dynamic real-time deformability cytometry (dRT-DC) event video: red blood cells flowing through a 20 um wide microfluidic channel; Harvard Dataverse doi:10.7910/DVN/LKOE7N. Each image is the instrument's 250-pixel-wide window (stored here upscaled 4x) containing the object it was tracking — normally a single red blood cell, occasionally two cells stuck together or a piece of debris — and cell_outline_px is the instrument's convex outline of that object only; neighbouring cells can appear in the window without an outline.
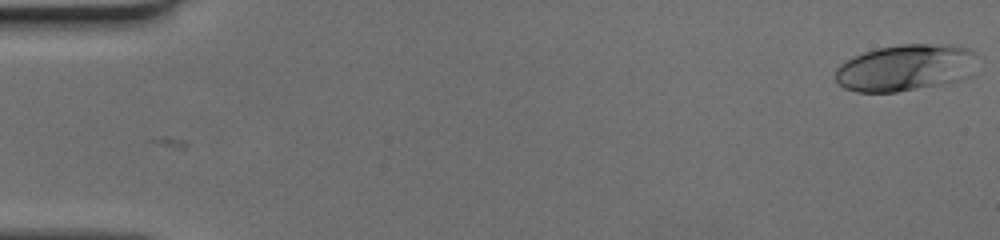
{"species": "human", "species_latin": "Homo sapiens", "temperature_condition": "cold", "stored_images_in_passage": 51, "camera_frame_rate_fps": 3000, "um_per_image_px": 0.085, "donor": {"sex": "female"}, "frame": {"image": 1, "passage_image": 1, "time_ms": 0.0, "image_size_px": [1000, 240], "cell_outline_px": [[972, 52], [932, 84], [896, 92], [856, 92], [844, 88], [836, 80], [836, 68], [840, 64], [852, 56], [876, 48], [900, 44], [952, 44], [968, 48]], "centroid_in_image_um": [76.4, 5.7], "position_along_channel_um": 8.6, "area_um2": 34.39}}
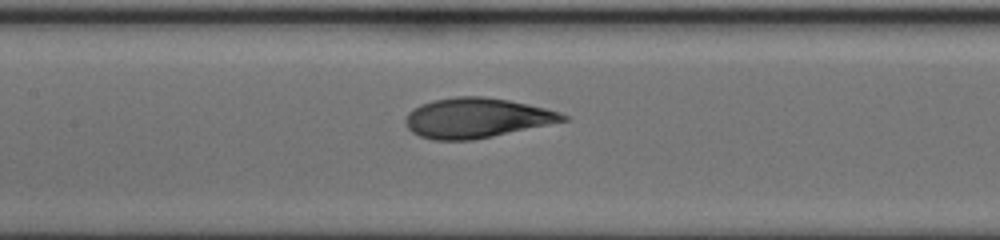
{"frame": {"image": 2, "passage_image": 25, "time_ms": 8.0, "image_size_px": [1000, 240], "cell_outline_px": [[568, 120], [492, 136], [472, 140], [432, 140], [420, 136], [412, 132], [404, 124], [404, 120], [408, 112], [412, 108], [420, 104], [432, 100], [456, 96], [484, 96], [508, 100], [528, 104], [560, 112], [568, 116]], "centroid_in_image_um": [40.45, 10.02], "position_along_channel_um": 167.0, "area_um2": 36.59}}
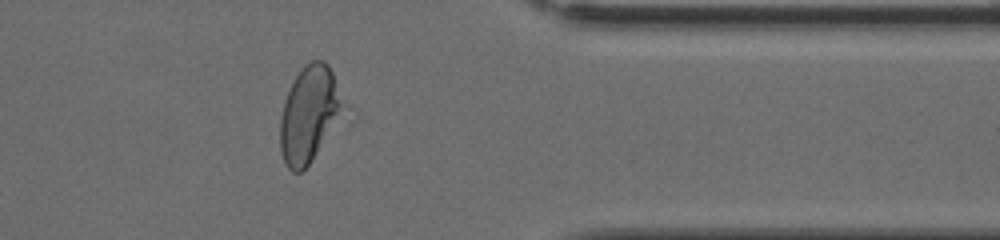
{"frame": {"image": 3, "passage_image": 42, "time_ms": 13.667, "image_size_px": [1000, 240], "cell_outline_px": [[352, 108], [312, 160], [300, 172], [292, 172], [288, 168], [280, 152], [280, 120], [284, 100], [296, 76], [304, 64], [312, 60], [324, 60], [328, 64]], "centroid_in_image_um": [26.41, 9.69], "position_along_channel_um": 385.0, "area_um2": 36.88}}